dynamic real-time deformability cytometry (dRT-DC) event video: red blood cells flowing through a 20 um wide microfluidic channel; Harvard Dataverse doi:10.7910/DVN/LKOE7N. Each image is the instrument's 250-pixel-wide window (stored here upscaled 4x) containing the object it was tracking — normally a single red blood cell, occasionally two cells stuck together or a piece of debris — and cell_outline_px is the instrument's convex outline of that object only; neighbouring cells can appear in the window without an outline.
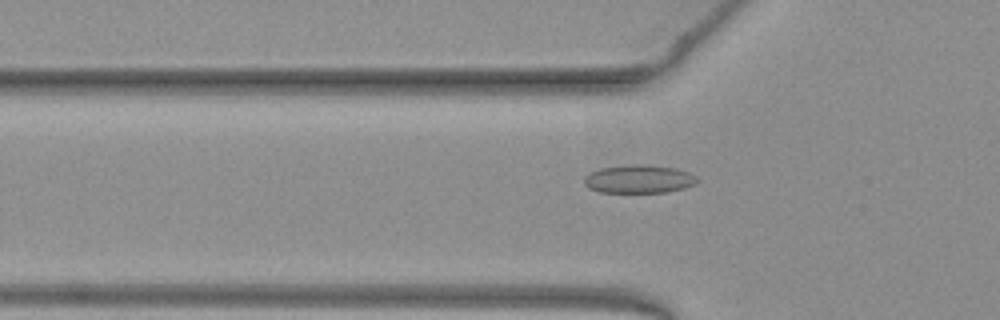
{"species": "common noctule bat (a hibernating species)", "species_latin": "Nyctalus noctula", "temperature_condition": "warm", "stored_images_in_passage": 40, "camera_frame_rate_fps": 3000, "um_per_image_px": 0.085, "animal": {"sex": "female", "body_mass_g": 19.3, "forearm_length_mm": 54.1}, "frame": {"image": 1, "passage_image": 8, "time_ms": 2.333, "image_size_px": [1000, 320], "cell_outline_px": [[700, 180], [696, 184], [684, 188], [664, 192], [600, 192], [588, 188], [584, 184], [584, 176], [600, 168], [628, 164], [644, 164], [676, 168], [688, 172], [696, 176]], "centroid_in_image_um": [54.31, 15.21], "position_along_channel_um": 71.5, "area_um2": 18.73}}
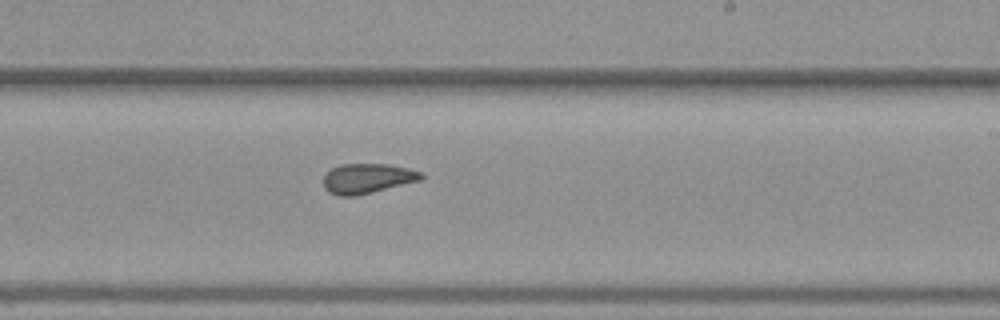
{"frame": {"image": 2, "passage_image": 22, "time_ms": 7.0, "image_size_px": [1000, 320], "cell_outline_px": [[424, 176], [420, 180], [356, 196], [336, 196], [328, 192], [324, 188], [324, 176], [332, 168], [340, 164], [388, 164], [408, 168], [420, 172]], "centroid_in_image_um": [31.19, 15.17], "position_along_channel_um": 257.8, "area_um2": 16.94}}
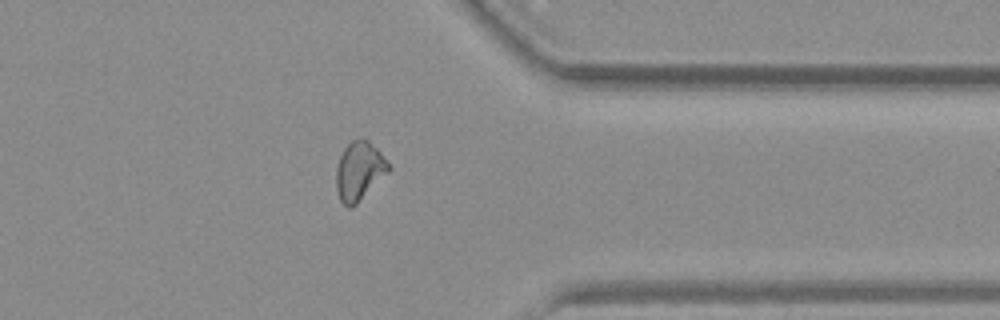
{"frame": {"image": 3, "passage_image": 32, "time_ms": 10.333, "image_size_px": [1000, 320], "cell_outline_px": [[392, 168], [352, 208], [348, 208], [340, 200], [336, 188], [336, 168], [340, 156], [344, 148], [352, 140], [368, 140], [380, 152]], "centroid_in_image_um": [30.52, 14.55], "position_along_channel_um": 380.9, "area_um2": 17.63}}